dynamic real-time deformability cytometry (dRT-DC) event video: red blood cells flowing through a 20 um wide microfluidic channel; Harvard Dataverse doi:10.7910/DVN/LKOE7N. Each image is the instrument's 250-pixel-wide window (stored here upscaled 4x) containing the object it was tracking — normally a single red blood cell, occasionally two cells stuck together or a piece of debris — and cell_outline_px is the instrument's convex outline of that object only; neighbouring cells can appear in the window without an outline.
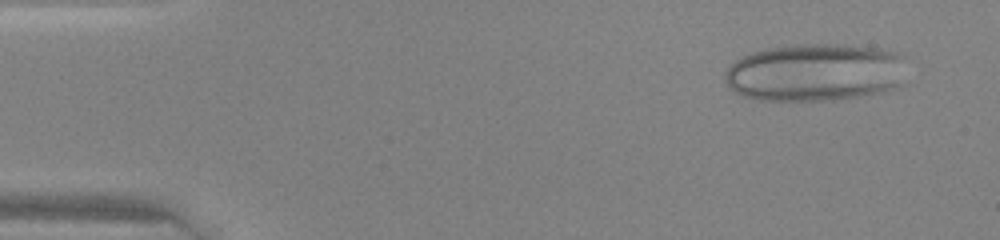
{"species": "human", "species_latin": "Homo sapiens", "temperature_condition": "warm", "stored_images_in_passage": 45, "camera_frame_rate_fps": 3000, "um_per_image_px": 0.085, "donor": {"sex": "female"}, "frame": {"image": 1, "passage_image": 3, "time_ms": 0.667, "image_size_px": [1000, 240], "cell_outline_px": [[900, 56], [896, 84], [892, 88], [876, 92], [856, 96], [832, 100], [760, 100], [744, 96], [736, 92], [724, 80], [724, 76], [728, 68], [736, 60], [752, 52], [768, 48], [796, 44], [840, 44], [880, 48], [896, 52]], "centroid_in_image_um": [69.14, 6.14], "position_along_channel_um": 15.9, "area_um2": 59.77}}
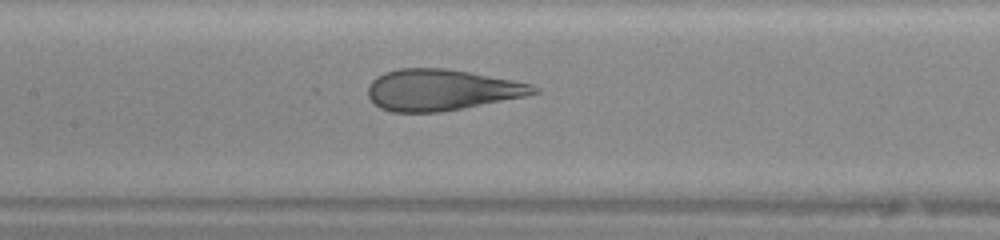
{"frame": {"image": 2, "passage_image": 21, "time_ms": 6.667, "image_size_px": [1000, 240], "cell_outline_px": [[540, 92], [524, 96], [440, 112], [392, 112], [380, 108], [368, 96], [368, 84], [376, 76], [384, 72], [400, 68], [444, 68], [468, 72], [512, 80], [532, 84], [540, 88]], "centroid_in_image_um": [37.48, 7.63], "position_along_channel_um": 169.9, "area_um2": 39.48}}
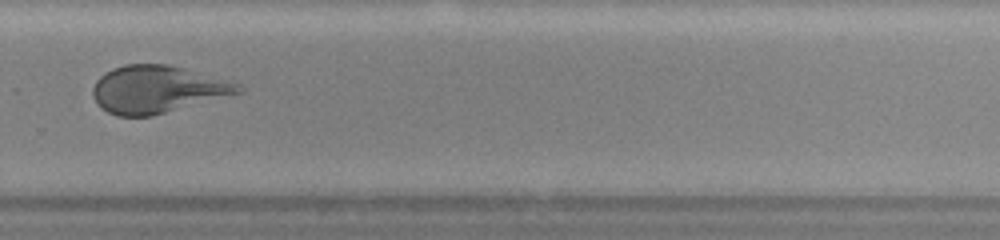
{"frame": {"image": 3, "passage_image": 31, "time_ms": 10.0, "image_size_px": [1000, 240], "cell_outline_px": [[244, 92], [152, 116], [116, 116], [100, 108], [92, 92], [92, 88], [96, 80], [104, 72], [112, 68], [124, 64], [168, 64], [184, 68], [240, 84], [244, 88]], "centroid_in_image_um": [13.35, 7.59], "position_along_channel_um": 316.4, "area_um2": 40.23}}